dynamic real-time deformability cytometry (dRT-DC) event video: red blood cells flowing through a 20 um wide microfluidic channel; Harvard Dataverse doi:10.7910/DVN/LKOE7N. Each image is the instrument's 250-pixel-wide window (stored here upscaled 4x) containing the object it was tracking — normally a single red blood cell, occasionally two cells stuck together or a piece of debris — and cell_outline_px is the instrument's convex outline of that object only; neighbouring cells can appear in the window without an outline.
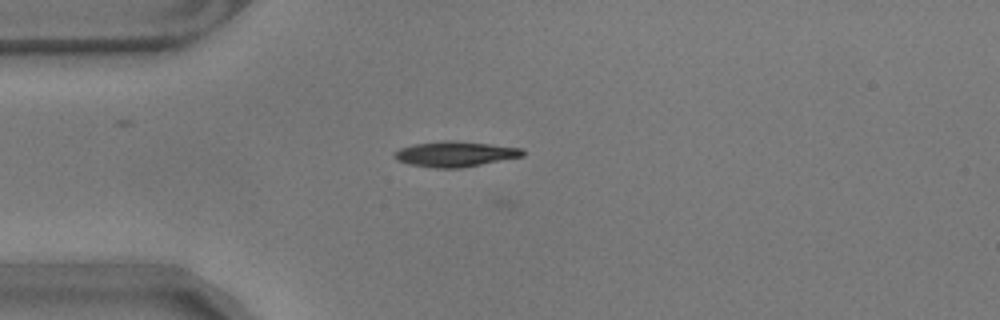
{"species": "common noctule bat (a hibernating species)", "species_latin": "Nyctalus noctula", "temperature_condition": "warm", "stored_images_in_passage": 19, "camera_frame_rate_fps": 3000, "um_per_image_px": 0.085, "animal": {"sex": "male", "body_mass_g": 17.9}, "frame": {"image": 1, "passage_image": 17, "time_ms": 5.333, "image_size_px": [1000, 320], "cell_outline_px": [[524, 156], [460, 168], [436, 168], [412, 164], [396, 160], [392, 156], [392, 152], [400, 148], [412, 144], [444, 140], [452, 140], [524, 148]], "centroid_in_image_um": [38.65, 13.08], "position_along_channel_um": 46.3, "area_um2": 18.96}}